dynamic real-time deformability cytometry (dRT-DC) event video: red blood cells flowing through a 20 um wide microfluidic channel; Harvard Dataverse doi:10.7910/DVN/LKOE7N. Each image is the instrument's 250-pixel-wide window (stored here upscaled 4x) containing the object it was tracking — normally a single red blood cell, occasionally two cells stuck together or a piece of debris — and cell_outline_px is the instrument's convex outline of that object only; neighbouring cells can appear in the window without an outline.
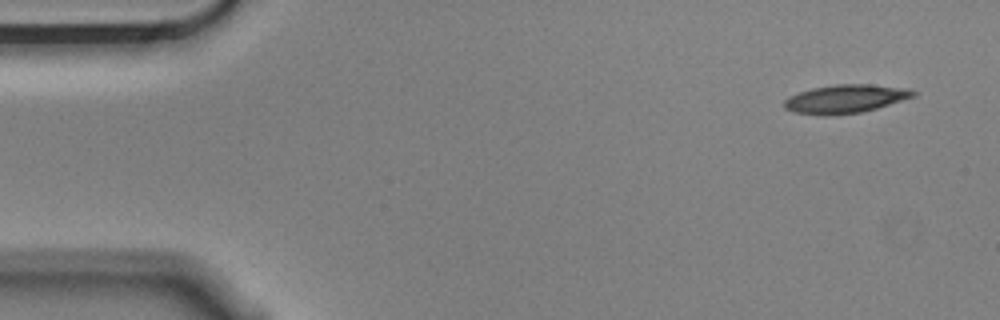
{"species": "Egyptian fruit bat (a non-hibernating species)", "species_latin": "Rousettus aegyptiacus", "temperature_condition": "cold", "stored_images_in_passage": 5, "camera_frame_rate_fps": 3000, "um_per_image_px": 0.085, "animal": {"sex": "male"}, "frame": {"image": 1, "passage_image": 1, "time_ms": 0.0, "image_size_px": [1000, 320], "cell_outline_px": [[916, 96], [876, 108], [860, 112], [824, 116], [792, 112], [784, 108], [784, 100], [788, 96], [812, 88], [836, 84], [868, 84], [908, 88], [916, 92]], "centroid_in_image_um": [71.83, 8.4], "position_along_channel_um": 13.2, "area_um2": 21.39}}
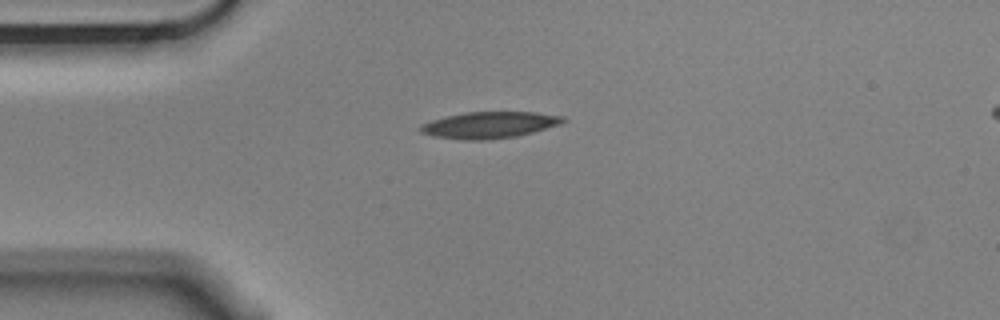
{"frame": {"image": 2, "passage_image": 4, "time_ms": 1.0, "image_size_px": [1000, 320], "cell_outline_px": [[568, 120], [560, 124], [532, 132], [516, 136], [488, 140], [460, 140], [436, 136], [420, 132], [420, 124], [432, 120], [464, 112], [536, 112], [564, 116]], "centroid_in_image_um": [41.62, 10.62], "position_along_channel_um": 43.4, "area_um2": 21.96}}